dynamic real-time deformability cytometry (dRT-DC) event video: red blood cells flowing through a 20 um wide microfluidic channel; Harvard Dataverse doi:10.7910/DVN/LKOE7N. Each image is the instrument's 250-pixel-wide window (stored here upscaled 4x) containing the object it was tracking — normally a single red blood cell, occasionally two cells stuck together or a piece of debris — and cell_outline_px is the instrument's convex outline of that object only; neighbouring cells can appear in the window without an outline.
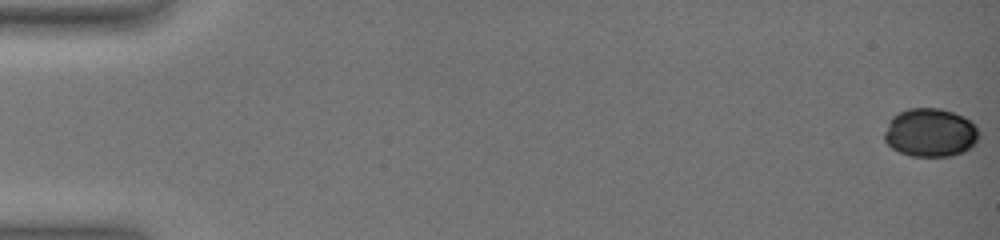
{"species": "common noctule bat (a hibernating species)", "species_latin": "Nyctalus noctula", "temperature_condition": "warm", "stored_images_in_passage": 13, "camera_frame_rate_fps": 3000, "um_per_image_px": 0.085, "animal": {"sex": "female", "body_mass_g": 19.0, "forearm_length_mm": 51.5}, "frame": {"image": 1, "passage_image": 1, "time_ms": 0.0, "image_size_px": [1000, 240], "cell_outline_px": [[980, 136], [972, 148], [964, 152], [952, 156], [912, 156], [900, 152], [892, 148], [884, 140], [884, 132], [888, 120], [892, 116], [908, 108], [940, 108], [964, 116], [976, 124], [980, 132]], "centroid_in_image_um": [79.11, 11.27], "position_along_channel_um": 5.9, "area_um2": 27.17}}
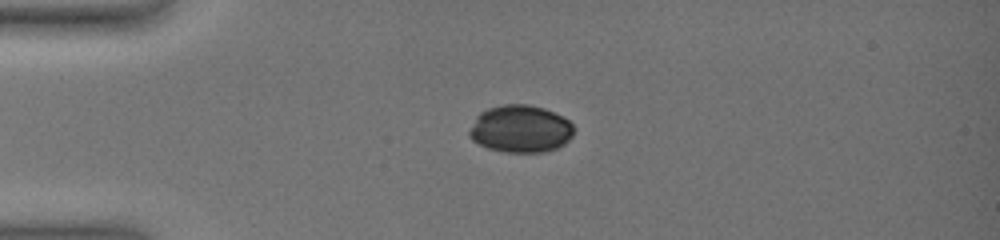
{"frame": {"image": 2, "passage_image": 7, "time_ms": 5.0, "image_size_px": [1000, 240], "cell_outline_px": [[572, 136], [564, 144], [556, 148], [544, 152], [504, 152], [488, 148], [472, 140], [468, 136], [468, 132], [476, 116], [480, 112], [488, 108], [504, 104], [528, 104], [544, 108], [568, 120], [572, 124]], "centroid_in_image_um": [44.2, 10.95], "position_along_channel_um": 40.8, "area_um2": 28.78}}
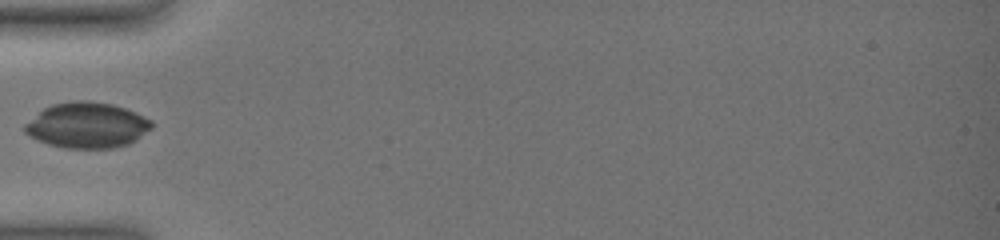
{"frame": {"image": 3, "passage_image": 10, "time_ms": 7.0, "image_size_px": [1000, 240], "cell_outline_px": [[152, 128], [136, 140], [128, 144], [112, 148], [64, 148], [48, 144], [24, 132], [24, 124], [44, 108], [52, 104], [76, 100], [88, 100], [112, 104], [136, 112], [152, 120]], "centroid_in_image_um": [7.42, 10.64], "position_along_channel_um": 77.6, "area_um2": 33.64}}